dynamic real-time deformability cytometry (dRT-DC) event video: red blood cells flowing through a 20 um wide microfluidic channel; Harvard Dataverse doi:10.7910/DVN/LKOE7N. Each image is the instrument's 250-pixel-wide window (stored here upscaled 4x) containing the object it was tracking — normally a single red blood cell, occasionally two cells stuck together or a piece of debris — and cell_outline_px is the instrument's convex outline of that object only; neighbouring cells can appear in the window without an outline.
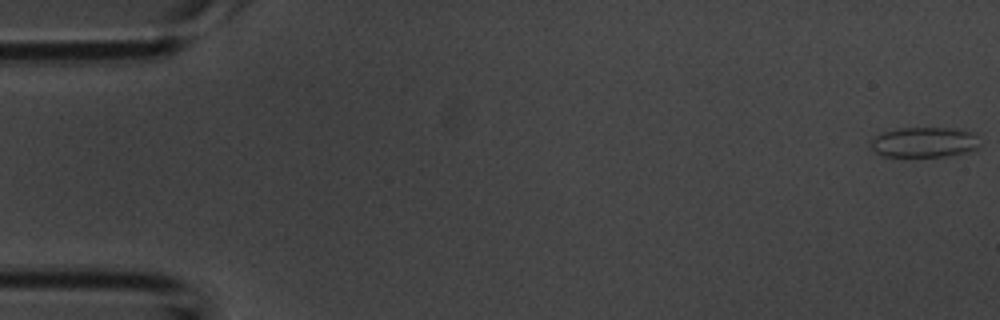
{"species": "common noctule bat (a hibernating species)", "species_latin": "Nyctalus noctula", "temperature_condition": "room temperature", "stored_images_in_passage": 47, "camera_frame_rate_fps": 3000, "um_per_image_px": 0.085, "animal": {"sex": "male", "body_mass_g": 20.1, "forearm_length_mm": 53.5}, "frame": {"image": 1, "passage_image": 1, "time_ms": 0.0, "image_size_px": [1000, 320], "cell_outline_px": [[976, 148], [968, 152], [944, 156], [884, 156], [872, 152], [868, 144], [880, 132], [900, 128], [964, 128], [972, 132]], "centroid_in_image_um": [78.45, 12.08], "position_along_channel_um": 6.5, "area_um2": 19.13}}
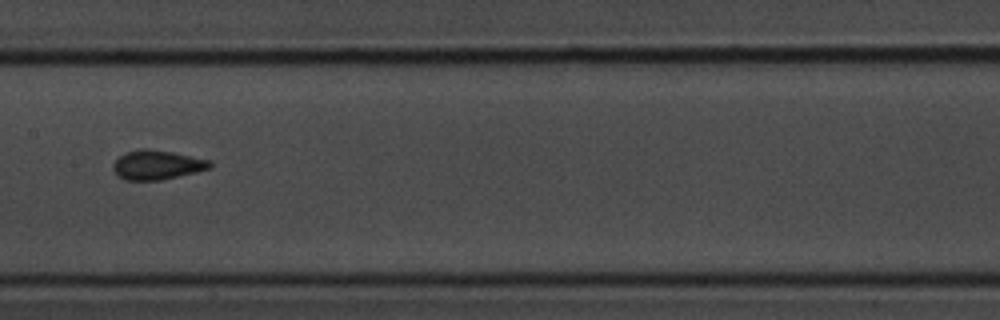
{"frame": {"image": 2, "passage_image": 27, "time_ms": 8.667, "image_size_px": [1000, 320], "cell_outline_px": [[212, 168], [160, 180], [124, 180], [116, 176], [112, 168], [112, 164], [120, 156], [128, 152], [140, 148], [144, 148], [172, 152], [212, 160]], "centroid_in_image_um": [13.34, 14.02], "position_along_channel_um": 194.1, "area_um2": 16.59}}
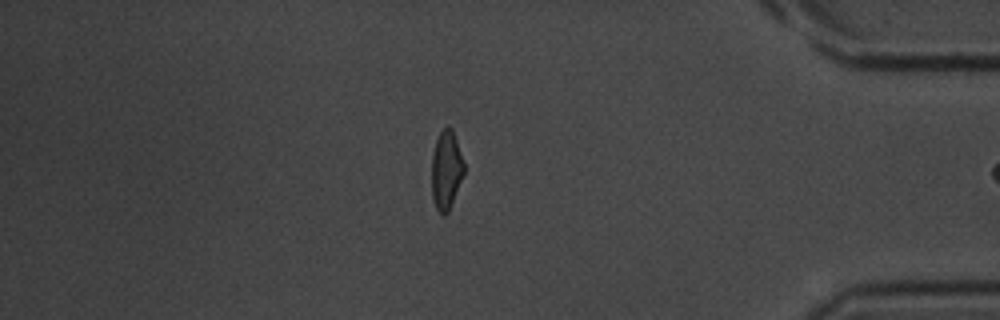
{"frame": {"image": 3, "passage_image": 46, "time_ms": 15.0, "image_size_px": [1000, 320], "cell_outline_px": [[464, 172], [448, 212], [444, 216], [440, 216], [436, 208], [432, 196], [432, 152], [436, 140], [440, 132], [448, 124], [452, 128], [464, 164]], "centroid_in_image_um": [37.91, 14.45], "position_along_channel_um": 397.3, "area_um2": 14.74}}